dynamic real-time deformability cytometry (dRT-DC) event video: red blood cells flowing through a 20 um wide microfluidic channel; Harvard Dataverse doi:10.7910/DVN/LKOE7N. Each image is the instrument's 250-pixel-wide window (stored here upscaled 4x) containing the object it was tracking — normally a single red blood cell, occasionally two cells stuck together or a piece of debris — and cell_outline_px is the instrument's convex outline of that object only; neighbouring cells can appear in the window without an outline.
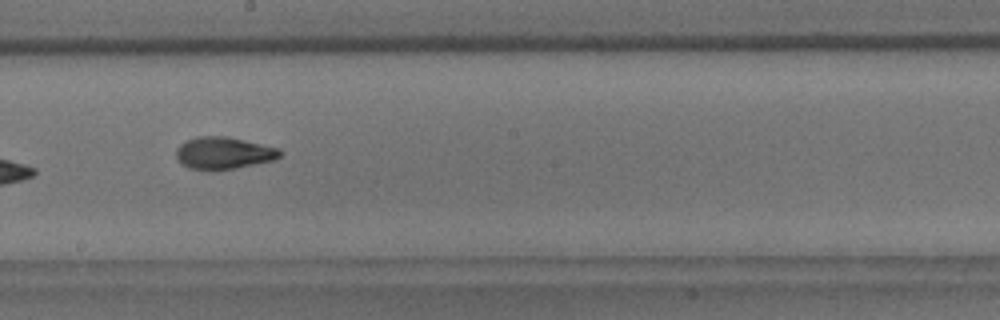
{"species": "common noctule bat (a hibernating species)", "species_latin": "Nyctalus noctula", "temperature_condition": "room temperature", "stored_images_in_passage": 14, "camera_frame_rate_fps": 3000, "um_per_image_px": 0.085, "animal": {"sex": "male", "body_mass_g": 18.8}, "frame": {"image": 1, "passage_image": 8, "time_ms": 9.333, "image_size_px": [1000, 320], "cell_outline_px": [[280, 156], [272, 160], [236, 168], [188, 168], [180, 164], [176, 156], [176, 148], [184, 140], [196, 136], [228, 136], [280, 148]], "centroid_in_image_um": [18.97, 12.97], "position_along_channel_um": 229.2, "area_um2": 19.19}}
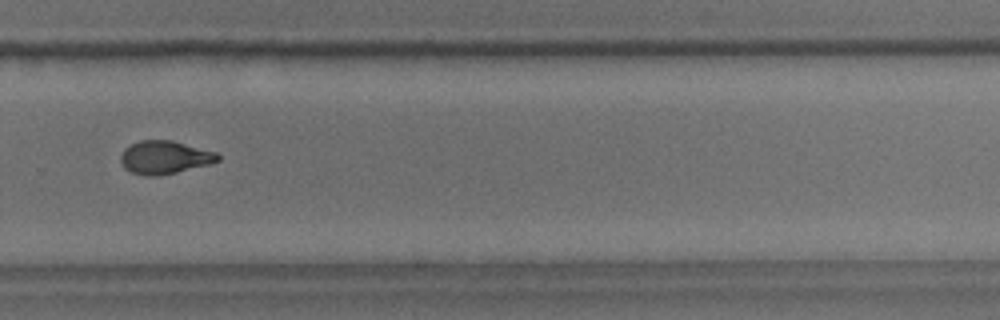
{"frame": {"image": 2, "passage_image": 10, "time_ms": 11.667, "image_size_px": [1000, 320], "cell_outline_px": [[220, 160], [212, 164], [176, 172], [156, 176], [144, 176], [132, 172], [124, 168], [120, 160], [120, 156], [124, 148], [140, 140], [172, 140], [216, 152], [220, 156]], "centroid_in_image_um": [14.0, 13.38], "position_along_channel_um": 315.8, "area_um2": 18.84}, "authors_computed_cell_mechanics": {"area_um2": 17.6001, "velocity_mm_per_s": 3.724, "shape_relaxation_time_tau1_ms": null, "shape_relaxation_time_tau2_ms": 0.0897, "deformation_change_tau1": null, "deformation_change_tau2": 0.0279}}